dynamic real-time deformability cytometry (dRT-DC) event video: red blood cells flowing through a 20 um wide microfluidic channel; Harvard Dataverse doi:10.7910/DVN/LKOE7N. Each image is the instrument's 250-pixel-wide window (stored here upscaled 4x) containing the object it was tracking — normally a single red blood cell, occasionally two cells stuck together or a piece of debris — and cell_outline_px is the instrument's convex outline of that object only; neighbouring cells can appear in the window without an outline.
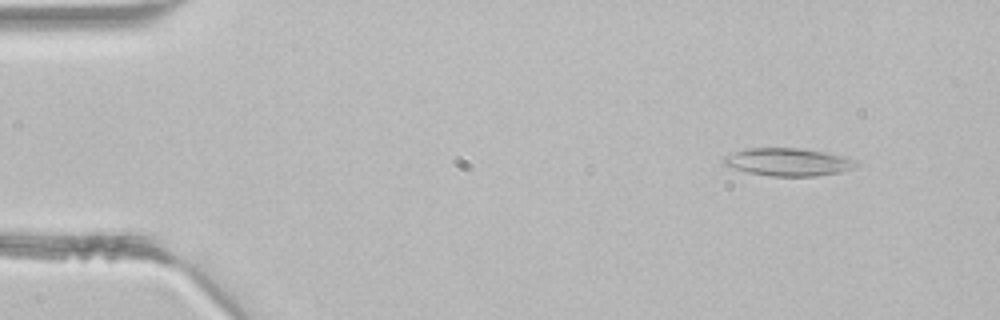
{"species": "common noctule bat (a hibernating species)", "species_latin": "Nyctalus noctula", "temperature_condition": "room temperature", "stored_images_in_passage": 3, "camera_frame_rate_fps": 3000, "um_per_image_px": 0.085, "animal": {"sex": "male", "body_mass_g": 21.5, "forearm_length_mm": 52.0}, "frame": {"image": 1, "passage_image": 1, "time_ms": 0.0, "image_size_px": [1000, 320], "cell_outline_px": [[860, 164], [852, 168], [840, 172], [816, 176], [772, 176], [748, 172], [724, 164], [724, 156], [748, 148], [800, 148], [824, 152], [844, 156], [856, 160]], "centroid_in_image_um": [67.05, 13.77], "position_along_channel_um": 18.0, "area_um2": 21.15}}